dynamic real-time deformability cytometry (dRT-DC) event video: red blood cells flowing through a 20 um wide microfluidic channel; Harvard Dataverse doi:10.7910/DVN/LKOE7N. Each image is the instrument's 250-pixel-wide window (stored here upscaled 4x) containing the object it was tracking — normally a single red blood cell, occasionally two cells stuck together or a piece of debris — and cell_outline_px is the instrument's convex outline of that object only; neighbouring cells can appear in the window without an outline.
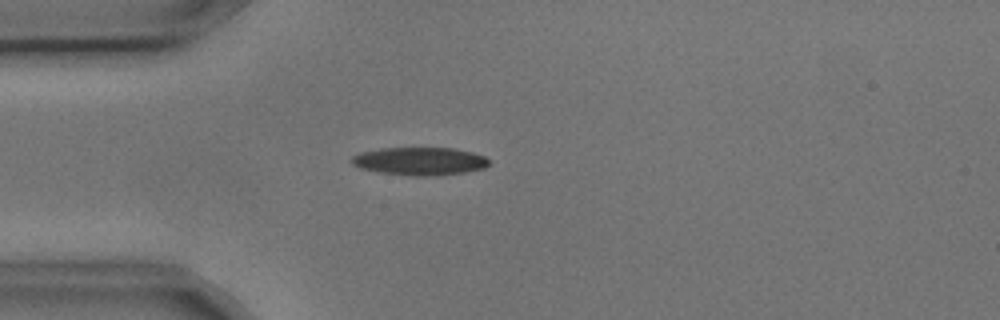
{"species": "common noctule bat (a hibernating species)", "species_latin": "Nyctalus noctula", "temperature_condition": "cold", "stored_images_in_passage": 4, "camera_frame_rate_fps": 3000, "um_per_image_px": 0.085, "animal": {"sex": "male", "body_mass_g": 17.9, "forearm_length_mm": 54.2}, "frame": {"image": 1, "passage_image": 4, "time_ms": 1.0, "image_size_px": [1000, 320], "cell_outline_px": [[488, 164], [484, 168], [464, 172], [432, 176], [416, 176], [380, 172], [360, 168], [352, 164], [352, 156], [360, 152], [380, 148], [452, 148], [472, 152], [484, 156], [488, 160]], "centroid_in_image_um": [35.66, 13.69], "position_along_channel_um": 49.3, "area_um2": 22.2}}